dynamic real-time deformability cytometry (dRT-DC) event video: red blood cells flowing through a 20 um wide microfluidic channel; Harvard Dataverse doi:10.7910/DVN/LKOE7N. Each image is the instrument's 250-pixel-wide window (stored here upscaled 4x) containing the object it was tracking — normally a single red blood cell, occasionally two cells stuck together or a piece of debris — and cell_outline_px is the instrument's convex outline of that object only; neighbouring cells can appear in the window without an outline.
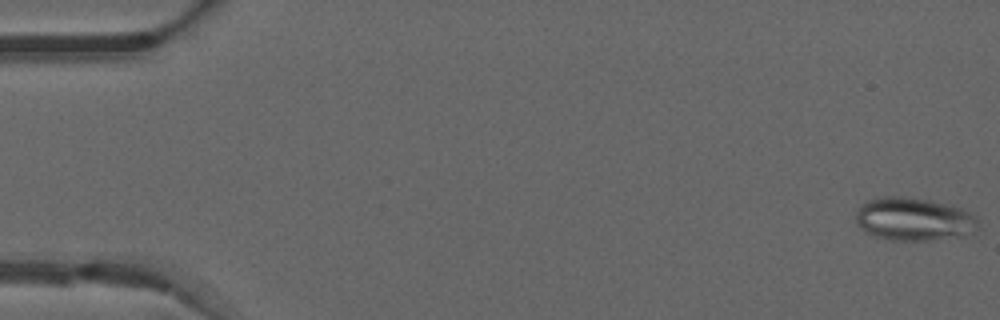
{"species": "common noctule bat (a hibernating species)", "species_latin": "Nyctalus noctula", "temperature_condition": "warm", "stored_images_in_passage": 50, "camera_frame_rate_fps": 3000, "um_per_image_px": 0.085, "animal": {"sex": "male", "forearm_length_mm": 52.5}, "frame": {"image": 1, "passage_image": 1, "time_ms": 0.0, "image_size_px": [1000, 320], "cell_outline_px": [[980, 228], [972, 232], [960, 236], [932, 240], [888, 240], [864, 232], [856, 224], [856, 212], [868, 200], [880, 196], [904, 196], [928, 200], [960, 208], [976, 216], [980, 220]], "centroid_in_image_um": [77.68, 18.63], "position_along_channel_um": 7.3, "area_um2": 30.81}}
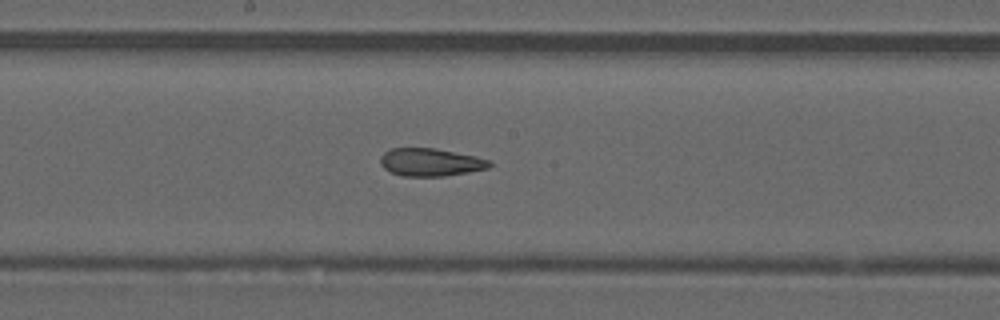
{"frame": {"image": 2, "passage_image": 27, "time_ms": 8.667, "image_size_px": [1000, 320], "cell_outline_px": [[492, 164], [488, 168], [468, 172], [444, 176], [404, 176], [392, 172], [384, 168], [380, 164], [380, 156], [384, 152], [392, 148], [436, 148], [476, 156], [488, 160]], "centroid_in_image_um": [36.58, 13.78], "position_along_channel_um": 211.6, "area_um2": 17.63}}
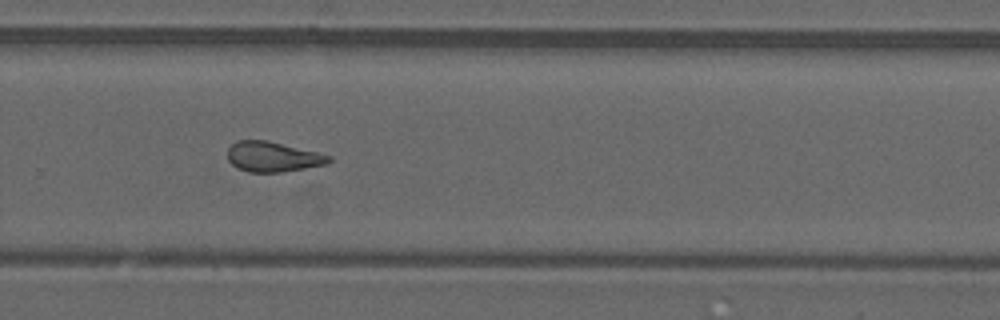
{"frame": {"image": 3, "passage_image": 34, "time_ms": 11.0, "image_size_px": [1000, 320], "cell_outline_px": [[332, 160], [328, 164], [280, 172], [248, 172], [232, 164], [228, 160], [228, 148], [236, 140], [268, 140], [332, 156]], "centroid_in_image_um": [23.19, 13.32], "position_along_channel_um": 306.6, "area_um2": 17.69}, "authors_computed_cell_mechanics": {"area_um2": 19.4208, "velocity_mm_per_s": 4.0954, "shape_relaxation_time_tau1_ms": null, "shape_relaxation_time_tau2_ms": 2.3922, "deformation_change_tau1": null, "deformation_change_tau2": 0.1162}}